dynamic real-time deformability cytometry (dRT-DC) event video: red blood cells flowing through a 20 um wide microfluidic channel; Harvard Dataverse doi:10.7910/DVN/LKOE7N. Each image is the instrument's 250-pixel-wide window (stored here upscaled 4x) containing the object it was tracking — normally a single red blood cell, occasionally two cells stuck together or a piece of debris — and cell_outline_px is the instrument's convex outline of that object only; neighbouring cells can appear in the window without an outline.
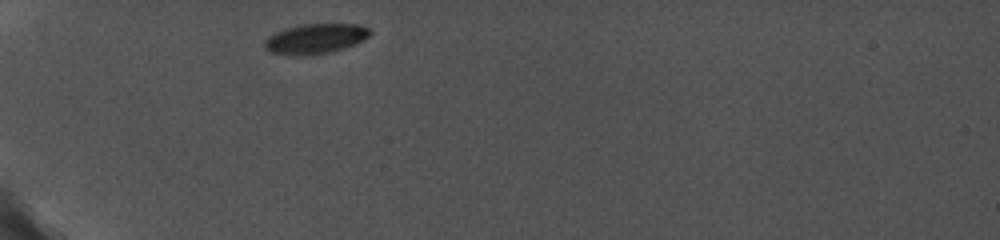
{"species": "common noctule bat (a hibernating species)", "species_latin": "Nyctalus noctula", "temperature_condition": "cold", "stored_images_in_passage": 38, "camera_frame_rate_fps": 5000, "um_per_image_px": 0.085, "animal": {"sex": "female", "body_mass_g": 19.0, "forearm_length_mm": 56.7}, "frame": {"image": 1, "passage_image": 1, "time_ms": 0.0, "image_size_px": [1000, 240], "cell_outline_px": [[372, 32], [364, 40], [356, 44], [332, 52], [300, 56], [272, 52], [264, 48], [264, 40], [268, 36], [284, 28], [300, 24], [360, 24], [368, 28]], "centroid_in_image_um": [26.81, 3.28], "position_along_channel_um": 58.2, "area_um2": 18.55}}
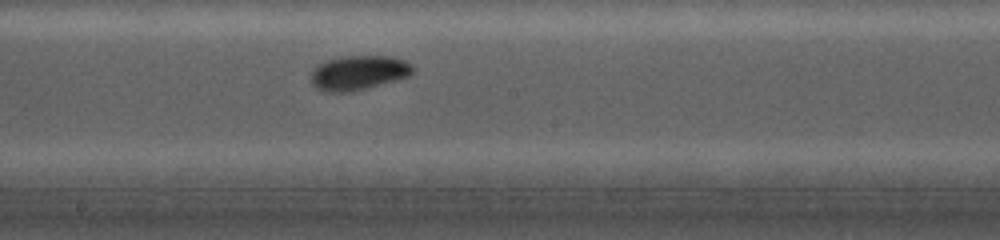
{"frame": {"image": 2, "passage_image": 20, "time_ms": 4.8, "image_size_px": [1000, 240], "cell_outline_px": [[416, 68], [408, 76], [396, 80], [352, 92], [328, 92], [316, 88], [312, 84], [312, 72], [320, 64], [328, 60], [340, 56], [392, 56], [404, 60], [412, 64]], "centroid_in_image_um": [30.52, 6.18], "position_along_channel_um": 217.7, "area_um2": 20.4}}
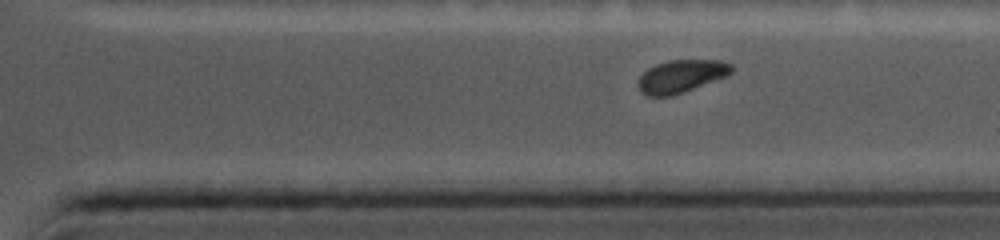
{"frame": {"image": 3, "passage_image": 35, "time_ms": 8.4, "image_size_px": [1000, 240], "cell_outline_px": [[732, 72], [728, 76], [684, 92], [672, 96], [648, 96], [640, 92], [636, 84], [640, 76], [648, 68], [656, 64], [668, 60], [720, 60], [732, 64]], "centroid_in_image_um": [57.89, 6.48], "position_along_channel_um": 353.5, "area_um2": 18.03}}